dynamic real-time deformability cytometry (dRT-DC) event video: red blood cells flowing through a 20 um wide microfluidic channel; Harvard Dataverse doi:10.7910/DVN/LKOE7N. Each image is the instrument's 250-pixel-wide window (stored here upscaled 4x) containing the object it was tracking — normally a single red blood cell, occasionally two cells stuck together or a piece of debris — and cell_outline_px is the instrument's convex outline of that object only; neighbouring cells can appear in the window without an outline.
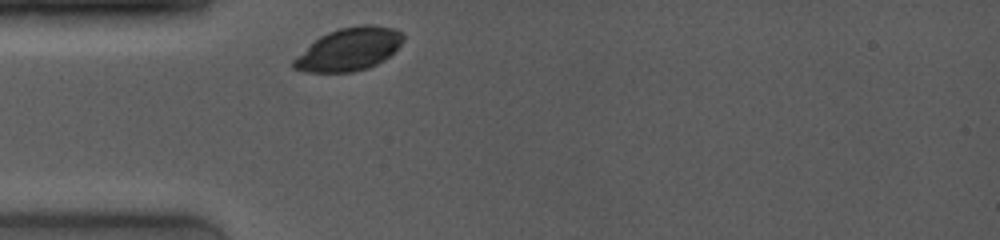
{"species": "common noctule bat (a hibernating species)", "species_latin": "Nyctalus noctula", "temperature_condition": "room temperature", "stored_images_in_passage": 9, "camera_frame_rate_fps": 4000, "um_per_image_px": 0.085, "animal": {"sex": "female", "body_mass_g": 19.0, "forearm_length_mm": 53.3}, "frame": {"image": 1, "passage_image": 1, "time_ms": 0.0, "image_size_px": [1000, 240], "cell_outline_px": [[404, 36], [400, 44], [384, 60], [368, 68], [352, 72], [304, 72], [292, 68], [292, 60], [320, 36], [328, 32], [340, 28], [364, 24], [368, 24], [392, 28], [404, 32]], "centroid_in_image_um": [29.65, 4.19], "position_along_channel_um": 55.3, "area_um2": 27.11}}
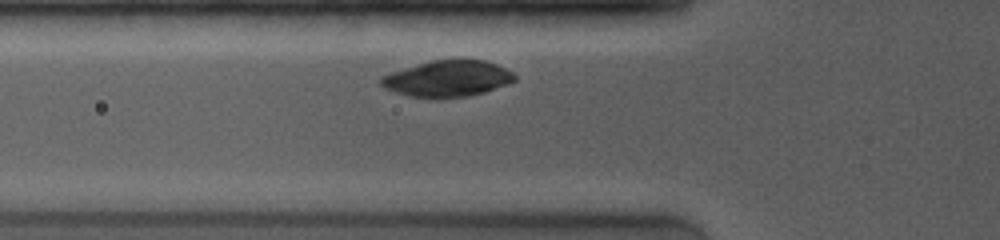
{"frame": {"image": 2, "passage_image": 3, "time_ms": 1.0, "image_size_px": [1000, 240], "cell_outline_px": [[516, 80], [508, 84], [484, 92], [468, 96], [436, 100], [408, 96], [396, 92], [380, 84], [380, 76], [392, 72], [432, 60], [452, 56], [456, 56], [484, 60], [496, 64], [512, 72], [516, 76]], "centroid_in_image_um": [38.07, 6.66], "position_along_channel_um": 87.7, "area_um2": 29.07}}
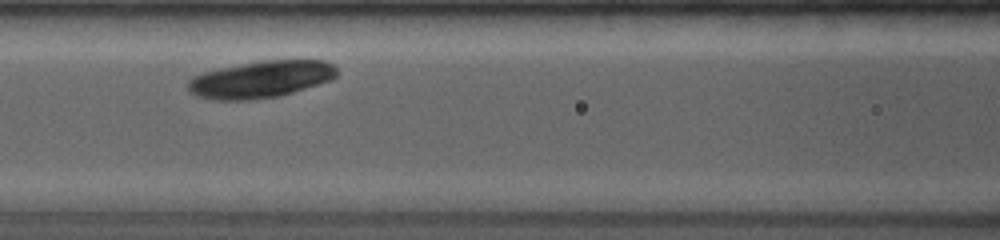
{"frame": {"image": 3, "passage_image": 6, "time_ms": 2.5, "image_size_px": [1000, 240], "cell_outline_px": [[336, 76], [332, 80], [280, 96], [252, 100], [212, 100], [196, 96], [188, 92], [188, 80], [192, 76], [204, 72], [220, 68], [260, 60], [324, 60], [332, 64], [336, 68]], "centroid_in_image_um": [22.14, 6.75], "position_along_channel_um": 144.5, "area_um2": 32.31}}